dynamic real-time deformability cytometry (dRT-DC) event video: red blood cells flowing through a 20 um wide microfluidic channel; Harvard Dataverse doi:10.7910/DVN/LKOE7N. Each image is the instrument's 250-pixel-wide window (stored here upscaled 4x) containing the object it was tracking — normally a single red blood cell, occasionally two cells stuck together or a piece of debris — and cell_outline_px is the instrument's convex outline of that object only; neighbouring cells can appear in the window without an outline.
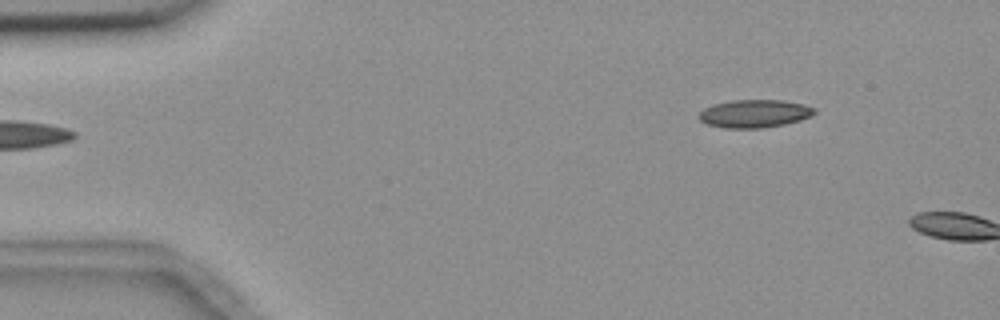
{"species": "common noctule bat (a hibernating species)", "species_latin": "Nyctalus noctula", "temperature_condition": "room temperature", "stored_images_in_passage": 5, "segment_of_instrument_passage": [2, 2], "camera_frame_rate_fps": 3000, "um_per_image_px": 0.085, "animal": {"sex": "female", "body_mass_g": 18.4}, "frame": {"image": 1, "passage_image": 5, "time_ms": 5.333, "image_size_px": [1000, 320], "cell_outline_px": [[816, 112], [812, 116], [800, 120], [784, 124], [764, 128], [724, 128], [704, 124], [696, 116], [704, 108], [712, 104], [732, 100], [780, 100], [804, 104], [816, 108]], "centroid_in_image_um": [64.1, 9.66], "position_along_channel_um": 20.9, "area_um2": 19.07}}